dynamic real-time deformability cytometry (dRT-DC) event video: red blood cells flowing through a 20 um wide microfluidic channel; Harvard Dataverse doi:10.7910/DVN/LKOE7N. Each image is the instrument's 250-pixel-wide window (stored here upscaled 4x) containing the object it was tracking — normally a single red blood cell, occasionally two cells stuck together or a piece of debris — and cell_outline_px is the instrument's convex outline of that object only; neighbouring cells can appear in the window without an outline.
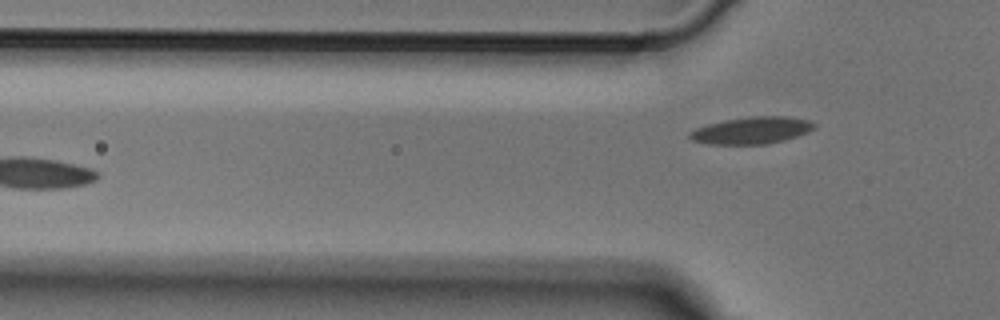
{"species": "Egyptian fruit bat (a non-hibernating species)", "species_latin": "Rousettus aegyptiacus", "temperature_condition": "cold", "stored_images_in_passage": 4, "camera_frame_rate_fps": 3000, "um_per_image_px": 0.085, "animal": {"sex": "male"}, "frame": {"image": 1, "passage_image": 4, "time_ms": 1.0, "image_size_px": [1000, 320], "cell_outline_px": [[816, 128], [808, 132], [784, 140], [768, 144], [708, 144], [692, 140], [688, 136], [688, 132], [696, 128], [708, 124], [724, 120], [748, 116], [788, 116], [808, 120], [816, 124]], "centroid_in_image_um": [63.9, 11.08], "position_along_channel_um": 61.9, "area_um2": 19.71}}